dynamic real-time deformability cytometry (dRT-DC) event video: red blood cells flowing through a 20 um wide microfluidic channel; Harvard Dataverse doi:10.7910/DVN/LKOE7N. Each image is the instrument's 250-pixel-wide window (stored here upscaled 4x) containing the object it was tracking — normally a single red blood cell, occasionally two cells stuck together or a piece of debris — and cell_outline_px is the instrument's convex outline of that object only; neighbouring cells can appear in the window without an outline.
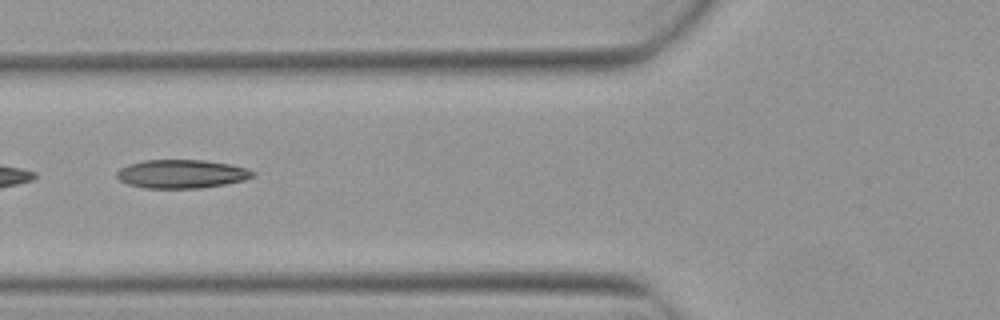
{"species": "Egyptian fruit bat (a non-hibernating species)", "species_latin": "Rousettus aegyptiacus", "temperature_condition": "warm", "stored_images_in_passage": 6, "camera_frame_rate_fps": 3000, "um_per_image_px": 0.085, "animal": {"sex": "female"}, "frame": {"image": 1, "passage_image": 6, "time_ms": 1.667, "image_size_px": [1000, 320], "cell_outline_px": [[256, 176], [244, 180], [224, 184], [200, 188], [144, 188], [128, 184], [120, 180], [116, 176], [116, 172], [120, 168], [128, 164], [144, 160], [204, 160], [232, 164], [248, 168], [256, 172]], "centroid_in_image_um": [15.46, 14.78], "position_along_channel_um": 110.3, "area_um2": 22.83}}